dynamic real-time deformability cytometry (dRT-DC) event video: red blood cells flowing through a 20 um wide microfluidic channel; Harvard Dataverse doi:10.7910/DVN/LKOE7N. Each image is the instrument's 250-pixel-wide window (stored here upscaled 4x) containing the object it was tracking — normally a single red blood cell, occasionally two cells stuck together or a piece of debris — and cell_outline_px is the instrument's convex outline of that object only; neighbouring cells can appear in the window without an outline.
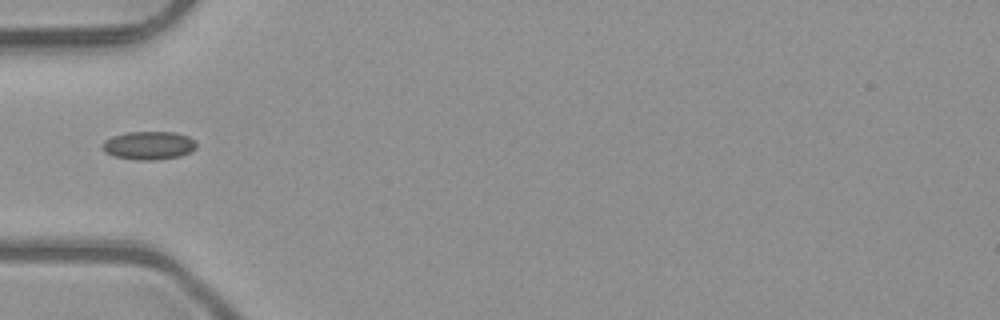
{"species": "common noctule bat (a hibernating species)", "species_latin": "Nyctalus noctula", "temperature_condition": "room temperature", "stored_images_in_passage": 6, "camera_frame_rate_fps": 3000, "um_per_image_px": 0.085, "animal": {"sex": "male", "body_mass_g": 23.1, "forearm_length_mm": 52.7}, "frame": {"image": 1, "passage_image": 5, "time_ms": 1.333, "image_size_px": [1000, 320], "cell_outline_px": [[196, 148], [180, 156], [152, 160], [136, 160], [116, 156], [104, 152], [100, 148], [100, 144], [104, 140], [112, 136], [124, 132], [176, 132], [188, 136], [196, 140]], "centroid_in_image_um": [12.61, 12.35], "position_along_channel_um": 72.4, "area_um2": 15.66}}
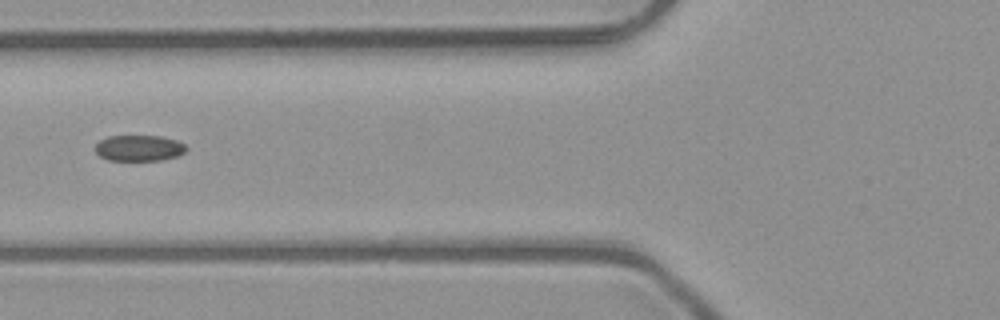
{"frame": {"image": 2, "passage_image": 6, "time_ms": 1.667, "image_size_px": [1000, 320], "cell_outline_px": [[188, 148], [184, 152], [176, 156], [160, 160], [108, 160], [100, 156], [96, 152], [96, 144], [100, 140], [108, 136], [160, 136], [176, 140], [184, 144]], "centroid_in_image_um": [11.81, 12.58], "position_along_channel_um": 114.0, "area_um2": 13.64}}